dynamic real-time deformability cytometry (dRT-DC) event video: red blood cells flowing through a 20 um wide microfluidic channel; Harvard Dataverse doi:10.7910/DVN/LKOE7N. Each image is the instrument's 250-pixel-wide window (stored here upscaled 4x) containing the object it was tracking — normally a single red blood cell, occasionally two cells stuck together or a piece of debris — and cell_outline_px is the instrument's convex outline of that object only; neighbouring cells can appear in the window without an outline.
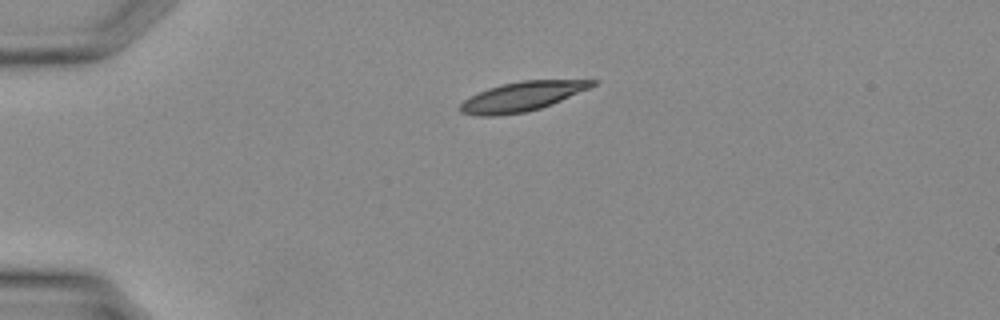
{"species": "Egyptian fruit bat (a non-hibernating species)", "species_latin": "Rousettus aegyptiacus", "temperature_condition": "warm", "stored_images_in_passage": 29, "camera_frame_rate_fps": 3000, "um_per_image_px": 0.085, "animal": {"sex": "female"}, "frame": {"image": 1, "passage_image": 1, "time_ms": 0.0, "image_size_px": [1000, 320], "cell_outline_px": [[596, 84], [588, 88], [552, 104], [540, 108], [524, 112], [496, 116], [476, 116], [460, 112], [456, 108], [464, 100], [488, 88], [500, 84], [524, 80], [596, 80]], "centroid_in_image_um": [44.3, 8.21], "position_along_channel_um": 40.7, "area_um2": 22.43}}
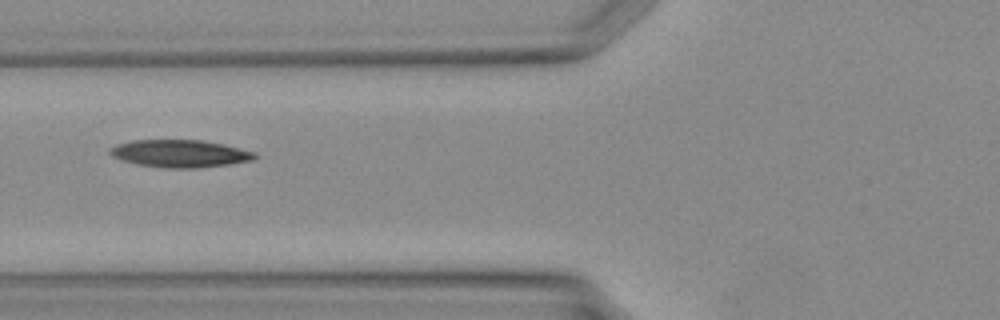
{"frame": {"image": 2, "passage_image": 7, "time_ms": 2.0, "image_size_px": [1000, 320], "cell_outline_px": [[256, 156], [252, 160], [228, 164], [200, 168], [164, 168], [140, 164], [124, 160], [112, 156], [108, 152], [108, 148], [116, 144], [132, 140], [204, 140], [224, 144], [256, 152]], "centroid_in_image_um": [15.29, 13.04], "position_along_channel_um": 110.5, "area_um2": 23.18}}
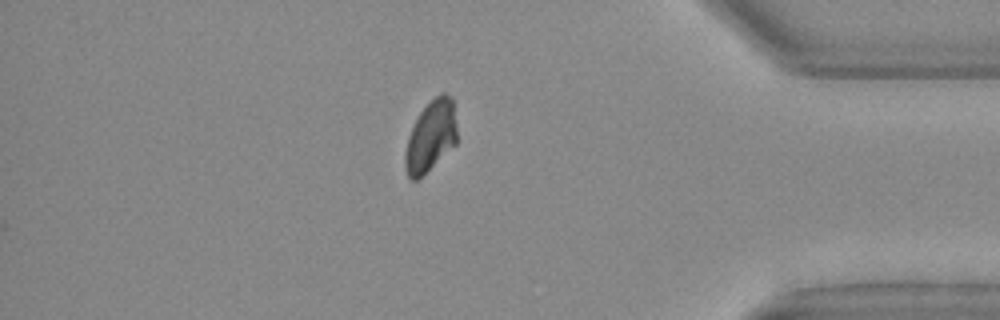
{"frame": {"image": 3, "passage_image": 24, "time_ms": 7.667, "image_size_px": [1000, 320], "cell_outline_px": [[456, 144], [416, 180], [412, 180], [408, 176], [404, 168], [404, 156], [408, 136], [420, 112], [440, 92], [444, 92], [452, 96], [456, 128]], "centroid_in_image_um": [36.6, 11.56], "position_along_channel_um": 398.6, "area_um2": 21.1}}